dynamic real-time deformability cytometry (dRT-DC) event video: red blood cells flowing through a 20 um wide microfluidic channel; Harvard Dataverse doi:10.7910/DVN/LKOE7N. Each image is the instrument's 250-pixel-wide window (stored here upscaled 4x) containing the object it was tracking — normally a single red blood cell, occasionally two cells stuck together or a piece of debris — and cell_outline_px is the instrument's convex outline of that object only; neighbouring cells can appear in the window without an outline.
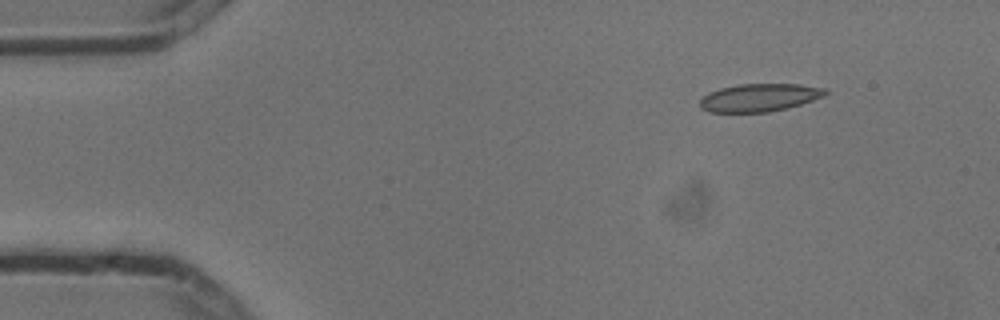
{"species": "common noctule bat (a hibernating species)", "species_latin": "Nyctalus noctula", "temperature_condition": "cold", "stored_images_in_passage": 6, "camera_frame_rate_fps": 3000, "um_per_image_px": 0.085, "animal": {"sex": "male", "body_mass_g": 13.3}, "frame": {"image": 1, "passage_image": 1, "time_ms": 0.0, "image_size_px": [1000, 320], "cell_outline_px": [[828, 92], [824, 96], [800, 104], [768, 112], [708, 112], [700, 108], [700, 100], [708, 92], [720, 88], [736, 84], [800, 84], [828, 88]], "centroid_in_image_um": [64.54, 8.28], "position_along_channel_um": 20.5, "area_um2": 20.4}}
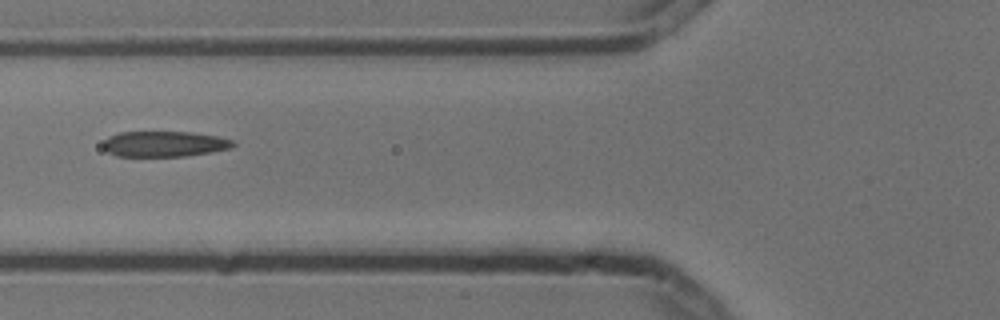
{"frame": {"image": 2, "passage_image": 5, "time_ms": 1.333, "image_size_px": [1000, 320], "cell_outline_px": [[236, 144], [232, 148], [184, 156], [116, 156], [108, 152], [104, 148], [104, 140], [108, 136], [120, 132], [192, 132], [216, 136], [232, 140]], "centroid_in_image_um": [13.95, 12.23], "position_along_channel_um": 111.8, "area_um2": 19.25}}
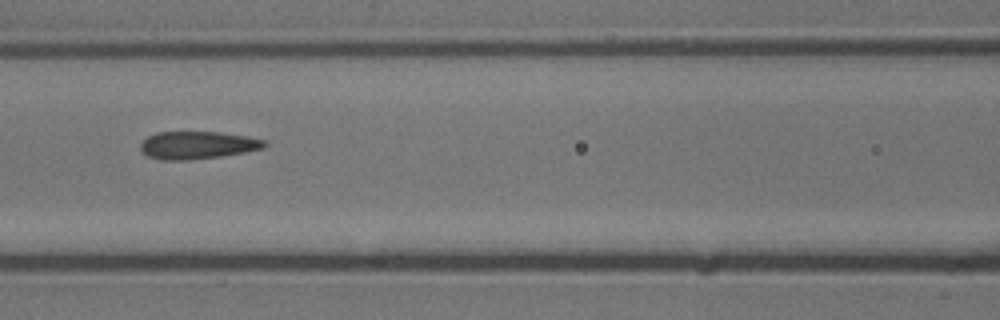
{"frame": {"image": 3, "passage_image": 6, "time_ms": 1.667, "image_size_px": [1000, 320], "cell_outline_px": [[268, 144], [264, 148], [244, 152], [220, 156], [188, 160], [160, 160], [148, 156], [140, 148], [140, 144], [148, 136], [156, 132], [220, 132], [248, 136], [268, 140]], "centroid_in_image_um": [16.82, 12.33], "position_along_channel_um": 149.8, "area_um2": 20.06}}